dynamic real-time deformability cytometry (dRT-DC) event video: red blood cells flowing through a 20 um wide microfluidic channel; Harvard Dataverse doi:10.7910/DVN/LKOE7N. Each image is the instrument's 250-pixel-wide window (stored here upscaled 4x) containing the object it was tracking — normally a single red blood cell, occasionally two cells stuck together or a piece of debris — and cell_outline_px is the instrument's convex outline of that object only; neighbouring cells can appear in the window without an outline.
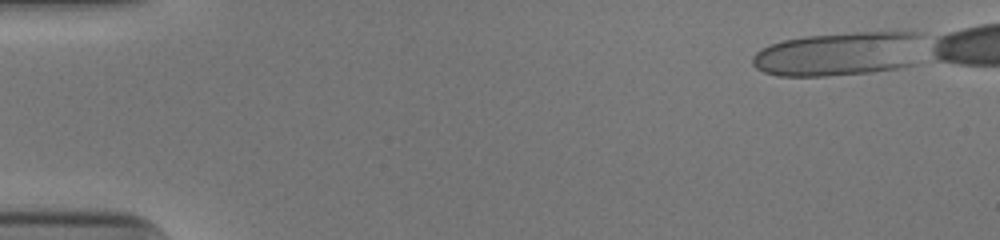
{"species": "human", "species_latin": "Homo sapiens", "temperature_condition": "cold", "stored_images_in_passage": 43, "camera_frame_rate_fps": 3000, "um_per_image_px": 0.085, "donor": {"sex": "male"}, "frame": {"image": 1, "passage_image": 1, "time_ms": 0.0, "image_size_px": [1000, 240], "cell_outline_px": [[916, 36], [912, 64], [896, 68], [868, 72], [824, 76], [780, 76], [764, 72], [756, 68], [752, 64], [752, 56], [760, 48], [784, 40], [804, 36], [856, 32], [916, 32]], "centroid_in_image_um": [71.12, 4.59], "position_along_channel_um": 13.9, "area_um2": 42.66}}
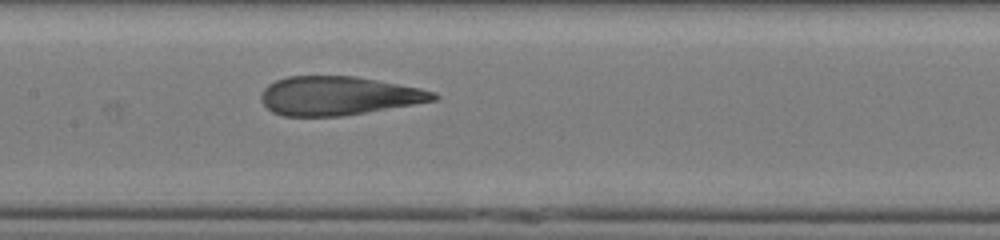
{"frame": {"image": 2, "passage_image": 24, "time_ms": 7.667, "image_size_px": [1000, 240], "cell_outline_px": [[440, 96], [436, 100], [344, 116], [284, 116], [272, 112], [260, 100], [260, 96], [264, 88], [268, 84], [276, 80], [288, 76], [356, 76], [420, 88], [436, 92]], "centroid_in_image_um": [28.75, 8.14], "position_along_channel_um": 178.6, "area_um2": 38.96}}
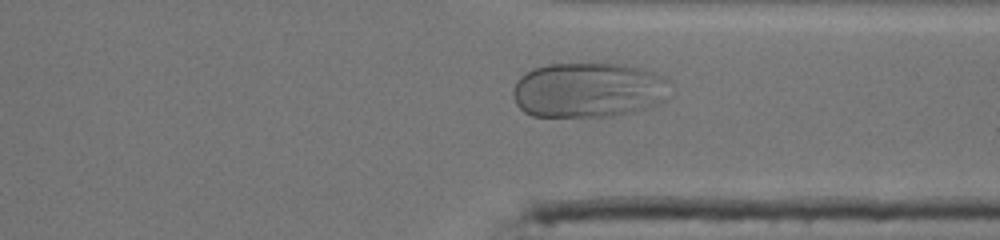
{"frame": {"image": 3, "passage_image": 38, "time_ms": 12.333, "image_size_px": [1000, 240], "cell_outline_px": [[668, 80], [664, 100], [656, 104], [632, 112], [612, 116], [532, 116], [524, 112], [516, 104], [512, 96], [512, 92], [516, 80], [520, 76], [532, 68], [548, 64], [624, 64], [652, 72], [664, 76]], "centroid_in_image_um": [49.94, 7.65], "position_along_channel_um": 361.5, "area_um2": 50.29}}